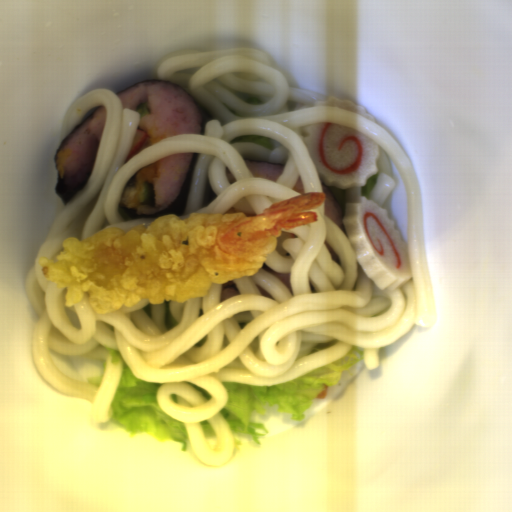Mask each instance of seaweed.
Segmentation results:
<instances>
[{"label": "seaweed", "mask_w": 512, "mask_h": 512, "mask_svg": "<svg viewBox=\"0 0 512 512\" xmlns=\"http://www.w3.org/2000/svg\"><path fill=\"white\" fill-rule=\"evenodd\" d=\"M199 155L200 153L197 151L192 152L179 194L174 202L156 211L141 213L133 208H129L126 204L119 201L118 212L121 217L127 221L134 218L158 217L166 214L182 215Z\"/></svg>", "instance_id": "obj_1"}, {"label": "seaweed", "mask_w": 512, "mask_h": 512, "mask_svg": "<svg viewBox=\"0 0 512 512\" xmlns=\"http://www.w3.org/2000/svg\"><path fill=\"white\" fill-rule=\"evenodd\" d=\"M105 105H100L98 107L93 108L89 112L85 114V116L82 118V120L64 137L63 141L57 148L53 161L55 165V169L57 172V179H56V186H55V192L63 205L65 206L69 201H71L76 195H78L82 189L85 187V185L81 186H68L65 182L60 168L58 166V159H57V153L58 151L63 147V145L68 141V139L90 118L92 117L97 111H99L102 107Z\"/></svg>", "instance_id": "obj_2"}, {"label": "seaweed", "mask_w": 512, "mask_h": 512, "mask_svg": "<svg viewBox=\"0 0 512 512\" xmlns=\"http://www.w3.org/2000/svg\"><path fill=\"white\" fill-rule=\"evenodd\" d=\"M148 81H160V82H165V83H169V84H174L175 86H177L178 88H180L182 91H184L185 93H187L189 95V97L191 98L192 102L194 103V105L196 106L197 110H198V113H199V119H200V132L198 134V136H203V130H204V122H205V112H204V106H202L198 101L197 99L190 93L188 92L186 89H184L182 86H180L179 84H176L174 82H171L169 80H159V79H150V80H144V81H141L139 83H136V84H133L119 92H117L116 94L114 95H118L120 92L122 91H125L131 87H134L136 85H139V84H142V83H145V82H148Z\"/></svg>", "instance_id": "obj_3"}]
</instances>
